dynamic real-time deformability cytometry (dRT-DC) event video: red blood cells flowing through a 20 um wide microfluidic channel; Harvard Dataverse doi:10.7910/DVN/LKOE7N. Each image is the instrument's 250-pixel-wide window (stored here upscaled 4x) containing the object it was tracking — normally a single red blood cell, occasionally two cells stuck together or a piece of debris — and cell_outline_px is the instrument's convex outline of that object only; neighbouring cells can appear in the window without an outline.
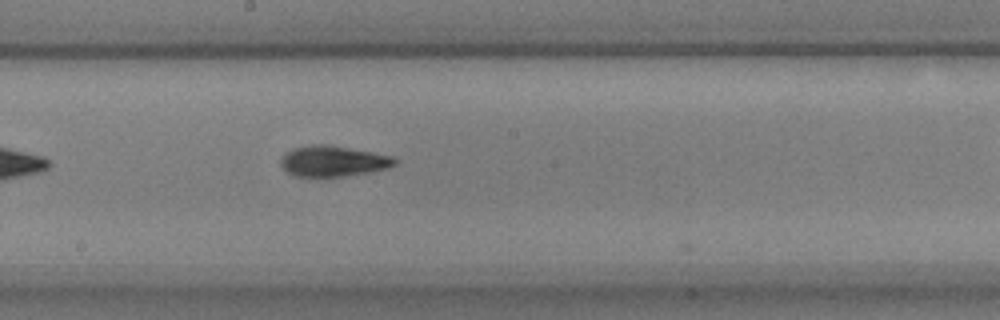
{"species": "common noctule bat (a hibernating species)", "species_latin": "Nyctalus noctula", "temperature_condition": "warm", "stored_images_in_passage": 29, "camera_frame_rate_fps": 3000, "um_per_image_px": 0.085, "animal": {"sex": "male", "body_mass_g": 17.9, "forearm_length_mm": 54.2}, "frame": {"image": 1, "passage_image": 14, "time_ms": 4.333, "image_size_px": [1000, 320], "cell_outline_px": [[400, 160], [396, 164], [388, 168], [372, 172], [344, 176], [292, 176], [280, 164], [280, 160], [292, 148], [312, 144], [328, 144], [396, 156]], "centroid_in_image_um": [28.39, 13.69], "position_along_channel_um": 219.8, "area_um2": 20.63}}
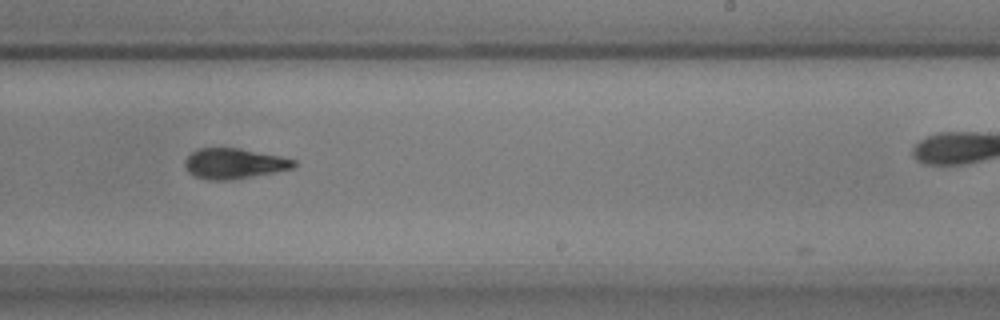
{"frame": {"image": 2, "passage_image": 18, "time_ms": 5.667, "image_size_px": [1000, 320], "cell_outline_px": [[296, 164], [292, 168], [276, 172], [228, 180], [208, 180], [196, 176], [188, 172], [184, 164], [184, 160], [192, 152], [200, 148], [240, 148], [280, 156], [296, 160]], "centroid_in_image_um": [19.89, 13.9], "position_along_channel_um": 269.1, "area_um2": 19.19}}